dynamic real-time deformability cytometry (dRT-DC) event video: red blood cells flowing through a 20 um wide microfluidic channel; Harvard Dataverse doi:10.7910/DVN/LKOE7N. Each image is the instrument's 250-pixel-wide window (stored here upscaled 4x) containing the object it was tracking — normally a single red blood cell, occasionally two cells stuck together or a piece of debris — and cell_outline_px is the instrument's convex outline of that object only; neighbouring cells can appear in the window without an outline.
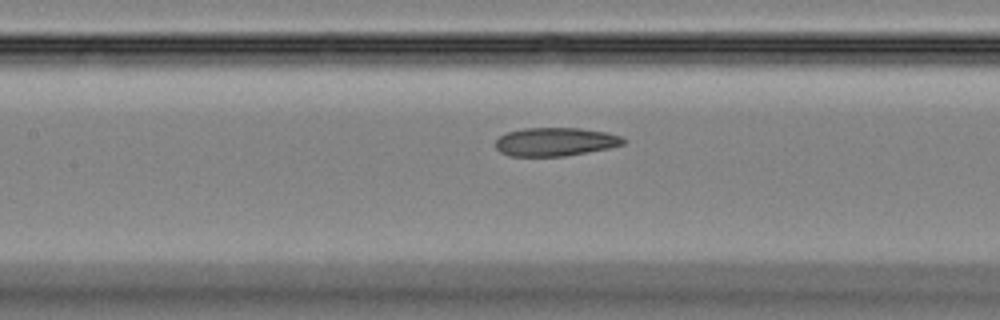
{"species": "Egyptian fruit bat (a non-hibernating species)", "species_latin": "Rousettus aegyptiacus", "temperature_condition": "room temperature", "stored_images_in_passage": 45, "camera_frame_rate_fps": 3000, "um_per_image_px": 0.085, "animal": {"sex": "female"}, "frame": {"image": 1, "passage_image": 21, "time_ms": 6.667, "image_size_px": [1000, 320], "cell_outline_px": [[624, 144], [608, 148], [564, 156], [508, 156], [500, 152], [496, 148], [496, 140], [500, 136], [508, 132], [524, 128], [580, 128], [608, 132], [620, 136], [624, 140]], "centroid_in_image_um": [47.18, 12.05], "position_along_channel_um": 160.2, "area_um2": 21.1}}
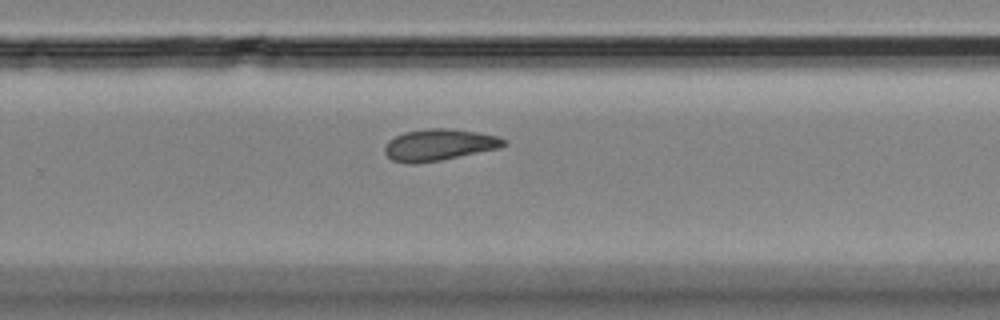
{"frame": {"image": 2, "passage_image": 30, "time_ms": 9.667, "image_size_px": [1000, 320], "cell_outline_px": [[508, 144], [500, 148], [440, 160], [416, 164], [404, 164], [392, 160], [384, 152], [384, 148], [388, 140], [404, 132], [428, 128], [444, 128], [476, 132], [496, 136], [508, 140]], "centroid_in_image_um": [37.31, 12.32], "position_along_channel_um": 292.5, "area_um2": 21.96}}
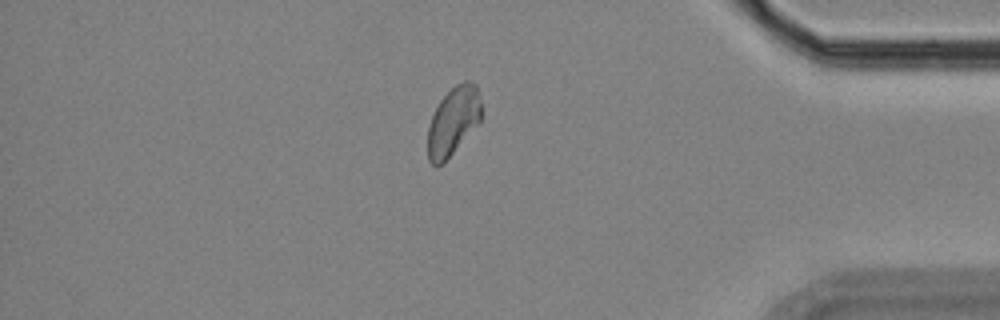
{"frame": {"image": 3, "passage_image": 39, "time_ms": 12.667, "image_size_px": [1000, 320], "cell_outline_px": [[480, 120], [452, 152], [436, 168], [428, 160], [428, 124], [440, 100], [456, 84], [464, 80], [468, 80], [476, 84], [480, 100]], "centroid_in_image_um": [38.49, 10.26], "position_along_channel_um": 396.7, "area_um2": 20.69}}